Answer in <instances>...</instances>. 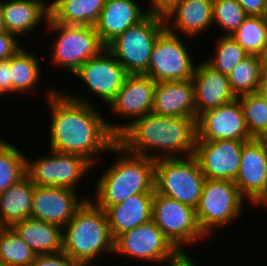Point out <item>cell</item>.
I'll return each mask as SVG.
<instances>
[{"label":"cell","mask_w":267,"mask_h":266,"mask_svg":"<svg viewBox=\"0 0 267 266\" xmlns=\"http://www.w3.org/2000/svg\"><path fill=\"white\" fill-rule=\"evenodd\" d=\"M46 90L44 97L51 116L48 149L80 155L94 170L100 162L103 165L101 155L112 156L117 137L109 130L93 99L64 92L54 85Z\"/></svg>","instance_id":"cell-1"},{"label":"cell","mask_w":267,"mask_h":266,"mask_svg":"<svg viewBox=\"0 0 267 266\" xmlns=\"http://www.w3.org/2000/svg\"><path fill=\"white\" fill-rule=\"evenodd\" d=\"M196 139L195 119L150 112L130 124L117 143L131 154L157 160L193 156Z\"/></svg>","instance_id":"cell-2"},{"label":"cell","mask_w":267,"mask_h":266,"mask_svg":"<svg viewBox=\"0 0 267 266\" xmlns=\"http://www.w3.org/2000/svg\"><path fill=\"white\" fill-rule=\"evenodd\" d=\"M112 152L118 156L112 157L114 162L96 179L90 196L104 211L132 195L154 194L155 191V160L131 154L119 143L112 147Z\"/></svg>","instance_id":"cell-3"},{"label":"cell","mask_w":267,"mask_h":266,"mask_svg":"<svg viewBox=\"0 0 267 266\" xmlns=\"http://www.w3.org/2000/svg\"><path fill=\"white\" fill-rule=\"evenodd\" d=\"M62 236V251L81 266H97L103 253L114 256V239L106 212L90 199L62 228Z\"/></svg>","instance_id":"cell-4"},{"label":"cell","mask_w":267,"mask_h":266,"mask_svg":"<svg viewBox=\"0 0 267 266\" xmlns=\"http://www.w3.org/2000/svg\"><path fill=\"white\" fill-rule=\"evenodd\" d=\"M52 39L49 64L73 75L83 63L98 55L106 46L100 40L95 26L66 25L55 22L50 16L44 24Z\"/></svg>","instance_id":"cell-5"},{"label":"cell","mask_w":267,"mask_h":266,"mask_svg":"<svg viewBox=\"0 0 267 266\" xmlns=\"http://www.w3.org/2000/svg\"><path fill=\"white\" fill-rule=\"evenodd\" d=\"M246 199L232 181L207 179L203 186L196 216L203 233L210 239L213 233L239 220Z\"/></svg>","instance_id":"cell-6"},{"label":"cell","mask_w":267,"mask_h":266,"mask_svg":"<svg viewBox=\"0 0 267 266\" xmlns=\"http://www.w3.org/2000/svg\"><path fill=\"white\" fill-rule=\"evenodd\" d=\"M165 30L164 17L149 13L112 40L106 48L124 67L127 74H147L153 45Z\"/></svg>","instance_id":"cell-7"},{"label":"cell","mask_w":267,"mask_h":266,"mask_svg":"<svg viewBox=\"0 0 267 266\" xmlns=\"http://www.w3.org/2000/svg\"><path fill=\"white\" fill-rule=\"evenodd\" d=\"M206 181L194 156L155 160L154 190L197 208Z\"/></svg>","instance_id":"cell-8"},{"label":"cell","mask_w":267,"mask_h":266,"mask_svg":"<svg viewBox=\"0 0 267 266\" xmlns=\"http://www.w3.org/2000/svg\"><path fill=\"white\" fill-rule=\"evenodd\" d=\"M47 151L46 156H37L34 160L27 155V175L33 184L79 191L81 180L88 176V172H92L90 170H93V165L77 154L51 149Z\"/></svg>","instance_id":"cell-9"},{"label":"cell","mask_w":267,"mask_h":266,"mask_svg":"<svg viewBox=\"0 0 267 266\" xmlns=\"http://www.w3.org/2000/svg\"><path fill=\"white\" fill-rule=\"evenodd\" d=\"M152 220L175 248L192 247L205 239L210 240L201 230L196 209L168 198L154 191Z\"/></svg>","instance_id":"cell-10"},{"label":"cell","mask_w":267,"mask_h":266,"mask_svg":"<svg viewBox=\"0 0 267 266\" xmlns=\"http://www.w3.org/2000/svg\"><path fill=\"white\" fill-rule=\"evenodd\" d=\"M185 38L165 29L153 45L146 75L156 83L192 79L196 56L189 51Z\"/></svg>","instance_id":"cell-11"},{"label":"cell","mask_w":267,"mask_h":266,"mask_svg":"<svg viewBox=\"0 0 267 266\" xmlns=\"http://www.w3.org/2000/svg\"><path fill=\"white\" fill-rule=\"evenodd\" d=\"M156 82L145 74H128L116 98L107 109L128 122L107 121L109 130L118 137L135 120L152 112ZM129 117V118H128ZM131 120V121H130ZM130 121V122H129Z\"/></svg>","instance_id":"cell-12"},{"label":"cell","mask_w":267,"mask_h":266,"mask_svg":"<svg viewBox=\"0 0 267 266\" xmlns=\"http://www.w3.org/2000/svg\"><path fill=\"white\" fill-rule=\"evenodd\" d=\"M124 67L112 53L104 48L98 55L90 58L73 74L81 80L90 96L98 97L108 107L116 98L127 76Z\"/></svg>","instance_id":"cell-13"},{"label":"cell","mask_w":267,"mask_h":266,"mask_svg":"<svg viewBox=\"0 0 267 266\" xmlns=\"http://www.w3.org/2000/svg\"><path fill=\"white\" fill-rule=\"evenodd\" d=\"M175 249L153 220L126 231L114 240V254L157 266Z\"/></svg>","instance_id":"cell-14"},{"label":"cell","mask_w":267,"mask_h":266,"mask_svg":"<svg viewBox=\"0 0 267 266\" xmlns=\"http://www.w3.org/2000/svg\"><path fill=\"white\" fill-rule=\"evenodd\" d=\"M245 141L196 140L194 157L205 178L234 182L241 165Z\"/></svg>","instance_id":"cell-15"},{"label":"cell","mask_w":267,"mask_h":266,"mask_svg":"<svg viewBox=\"0 0 267 266\" xmlns=\"http://www.w3.org/2000/svg\"><path fill=\"white\" fill-rule=\"evenodd\" d=\"M196 129V140L225 139L248 142L254 139L248 132L238 98L201 113L196 121Z\"/></svg>","instance_id":"cell-16"},{"label":"cell","mask_w":267,"mask_h":266,"mask_svg":"<svg viewBox=\"0 0 267 266\" xmlns=\"http://www.w3.org/2000/svg\"><path fill=\"white\" fill-rule=\"evenodd\" d=\"M78 193L67 188L35 186L31 217L63 228L85 201L90 199L89 195L80 197Z\"/></svg>","instance_id":"cell-17"},{"label":"cell","mask_w":267,"mask_h":266,"mask_svg":"<svg viewBox=\"0 0 267 266\" xmlns=\"http://www.w3.org/2000/svg\"><path fill=\"white\" fill-rule=\"evenodd\" d=\"M240 194L253 205L267 189V144L254 138L242 147L241 165L234 181Z\"/></svg>","instance_id":"cell-18"},{"label":"cell","mask_w":267,"mask_h":266,"mask_svg":"<svg viewBox=\"0 0 267 266\" xmlns=\"http://www.w3.org/2000/svg\"><path fill=\"white\" fill-rule=\"evenodd\" d=\"M163 17L167 31L192 41L213 27V0H180Z\"/></svg>","instance_id":"cell-19"},{"label":"cell","mask_w":267,"mask_h":266,"mask_svg":"<svg viewBox=\"0 0 267 266\" xmlns=\"http://www.w3.org/2000/svg\"><path fill=\"white\" fill-rule=\"evenodd\" d=\"M201 61L197 63L192 77L197 118L201 113L237 98L232 91L228 75L215 71Z\"/></svg>","instance_id":"cell-20"},{"label":"cell","mask_w":267,"mask_h":266,"mask_svg":"<svg viewBox=\"0 0 267 266\" xmlns=\"http://www.w3.org/2000/svg\"><path fill=\"white\" fill-rule=\"evenodd\" d=\"M137 1L105 0L95 25L96 32L105 46L149 14L148 8Z\"/></svg>","instance_id":"cell-21"},{"label":"cell","mask_w":267,"mask_h":266,"mask_svg":"<svg viewBox=\"0 0 267 266\" xmlns=\"http://www.w3.org/2000/svg\"><path fill=\"white\" fill-rule=\"evenodd\" d=\"M152 112L158 115L193 118L197 121L192 79L157 82Z\"/></svg>","instance_id":"cell-22"},{"label":"cell","mask_w":267,"mask_h":266,"mask_svg":"<svg viewBox=\"0 0 267 266\" xmlns=\"http://www.w3.org/2000/svg\"><path fill=\"white\" fill-rule=\"evenodd\" d=\"M3 15L8 32L22 39L37 30L38 25L43 24L42 22H47L50 16L49 2L46 0H6L3 5Z\"/></svg>","instance_id":"cell-23"},{"label":"cell","mask_w":267,"mask_h":266,"mask_svg":"<svg viewBox=\"0 0 267 266\" xmlns=\"http://www.w3.org/2000/svg\"><path fill=\"white\" fill-rule=\"evenodd\" d=\"M154 194H135L105 212L112 238L152 220Z\"/></svg>","instance_id":"cell-24"},{"label":"cell","mask_w":267,"mask_h":266,"mask_svg":"<svg viewBox=\"0 0 267 266\" xmlns=\"http://www.w3.org/2000/svg\"><path fill=\"white\" fill-rule=\"evenodd\" d=\"M36 255L55 254L63 250L62 227L28 217L11 226Z\"/></svg>","instance_id":"cell-25"},{"label":"cell","mask_w":267,"mask_h":266,"mask_svg":"<svg viewBox=\"0 0 267 266\" xmlns=\"http://www.w3.org/2000/svg\"><path fill=\"white\" fill-rule=\"evenodd\" d=\"M26 48L23 46L10 58L11 94L15 96L36 92L38 85L43 81L40 60L46 57L38 58L39 56L34 54L32 49Z\"/></svg>","instance_id":"cell-26"},{"label":"cell","mask_w":267,"mask_h":266,"mask_svg":"<svg viewBox=\"0 0 267 266\" xmlns=\"http://www.w3.org/2000/svg\"><path fill=\"white\" fill-rule=\"evenodd\" d=\"M34 187L35 185L26 174L0 193V220L6 227L31 217Z\"/></svg>","instance_id":"cell-27"},{"label":"cell","mask_w":267,"mask_h":266,"mask_svg":"<svg viewBox=\"0 0 267 266\" xmlns=\"http://www.w3.org/2000/svg\"><path fill=\"white\" fill-rule=\"evenodd\" d=\"M50 17L66 25L95 26L105 0H50Z\"/></svg>","instance_id":"cell-28"},{"label":"cell","mask_w":267,"mask_h":266,"mask_svg":"<svg viewBox=\"0 0 267 266\" xmlns=\"http://www.w3.org/2000/svg\"><path fill=\"white\" fill-rule=\"evenodd\" d=\"M9 141L0 142V193L27 174V156Z\"/></svg>","instance_id":"cell-29"},{"label":"cell","mask_w":267,"mask_h":266,"mask_svg":"<svg viewBox=\"0 0 267 266\" xmlns=\"http://www.w3.org/2000/svg\"><path fill=\"white\" fill-rule=\"evenodd\" d=\"M231 37L248 53L260 55L267 46L266 16H247Z\"/></svg>","instance_id":"cell-30"},{"label":"cell","mask_w":267,"mask_h":266,"mask_svg":"<svg viewBox=\"0 0 267 266\" xmlns=\"http://www.w3.org/2000/svg\"><path fill=\"white\" fill-rule=\"evenodd\" d=\"M217 37L214 53L204 62L215 71L229 75L248 53L231 36Z\"/></svg>","instance_id":"cell-31"},{"label":"cell","mask_w":267,"mask_h":266,"mask_svg":"<svg viewBox=\"0 0 267 266\" xmlns=\"http://www.w3.org/2000/svg\"><path fill=\"white\" fill-rule=\"evenodd\" d=\"M36 253L26 244L12 227L0 233V261L5 266H30Z\"/></svg>","instance_id":"cell-32"},{"label":"cell","mask_w":267,"mask_h":266,"mask_svg":"<svg viewBox=\"0 0 267 266\" xmlns=\"http://www.w3.org/2000/svg\"><path fill=\"white\" fill-rule=\"evenodd\" d=\"M261 62L258 55H248L228 75L232 91L238 97L258 92L261 79Z\"/></svg>","instance_id":"cell-33"},{"label":"cell","mask_w":267,"mask_h":266,"mask_svg":"<svg viewBox=\"0 0 267 266\" xmlns=\"http://www.w3.org/2000/svg\"><path fill=\"white\" fill-rule=\"evenodd\" d=\"M237 98L241 103L249 134L258 139L267 129V97L255 92Z\"/></svg>","instance_id":"cell-34"},{"label":"cell","mask_w":267,"mask_h":266,"mask_svg":"<svg viewBox=\"0 0 267 266\" xmlns=\"http://www.w3.org/2000/svg\"><path fill=\"white\" fill-rule=\"evenodd\" d=\"M247 16L237 0H213V26L222 29L221 36H231Z\"/></svg>","instance_id":"cell-35"},{"label":"cell","mask_w":267,"mask_h":266,"mask_svg":"<svg viewBox=\"0 0 267 266\" xmlns=\"http://www.w3.org/2000/svg\"><path fill=\"white\" fill-rule=\"evenodd\" d=\"M30 266H81L63 251L55 254L36 255Z\"/></svg>","instance_id":"cell-36"},{"label":"cell","mask_w":267,"mask_h":266,"mask_svg":"<svg viewBox=\"0 0 267 266\" xmlns=\"http://www.w3.org/2000/svg\"><path fill=\"white\" fill-rule=\"evenodd\" d=\"M20 39L10 32L0 33V61L9 60L23 45Z\"/></svg>","instance_id":"cell-37"},{"label":"cell","mask_w":267,"mask_h":266,"mask_svg":"<svg viewBox=\"0 0 267 266\" xmlns=\"http://www.w3.org/2000/svg\"><path fill=\"white\" fill-rule=\"evenodd\" d=\"M186 248H175L160 264V266H198L197 261ZM168 264V265H167Z\"/></svg>","instance_id":"cell-38"},{"label":"cell","mask_w":267,"mask_h":266,"mask_svg":"<svg viewBox=\"0 0 267 266\" xmlns=\"http://www.w3.org/2000/svg\"><path fill=\"white\" fill-rule=\"evenodd\" d=\"M249 16H266L267 0H237Z\"/></svg>","instance_id":"cell-39"},{"label":"cell","mask_w":267,"mask_h":266,"mask_svg":"<svg viewBox=\"0 0 267 266\" xmlns=\"http://www.w3.org/2000/svg\"><path fill=\"white\" fill-rule=\"evenodd\" d=\"M11 95L10 59L0 61V99Z\"/></svg>","instance_id":"cell-40"},{"label":"cell","mask_w":267,"mask_h":266,"mask_svg":"<svg viewBox=\"0 0 267 266\" xmlns=\"http://www.w3.org/2000/svg\"><path fill=\"white\" fill-rule=\"evenodd\" d=\"M180 0H150V7L147 6L149 13H156L163 15L168 11L175 3Z\"/></svg>","instance_id":"cell-41"},{"label":"cell","mask_w":267,"mask_h":266,"mask_svg":"<svg viewBox=\"0 0 267 266\" xmlns=\"http://www.w3.org/2000/svg\"><path fill=\"white\" fill-rule=\"evenodd\" d=\"M258 92L267 97V72H261V79Z\"/></svg>","instance_id":"cell-42"},{"label":"cell","mask_w":267,"mask_h":266,"mask_svg":"<svg viewBox=\"0 0 267 266\" xmlns=\"http://www.w3.org/2000/svg\"><path fill=\"white\" fill-rule=\"evenodd\" d=\"M4 0H0V33L8 32L3 15Z\"/></svg>","instance_id":"cell-43"},{"label":"cell","mask_w":267,"mask_h":266,"mask_svg":"<svg viewBox=\"0 0 267 266\" xmlns=\"http://www.w3.org/2000/svg\"><path fill=\"white\" fill-rule=\"evenodd\" d=\"M259 57H260L262 72H267V46L263 49Z\"/></svg>","instance_id":"cell-44"},{"label":"cell","mask_w":267,"mask_h":266,"mask_svg":"<svg viewBox=\"0 0 267 266\" xmlns=\"http://www.w3.org/2000/svg\"><path fill=\"white\" fill-rule=\"evenodd\" d=\"M252 206H254V208H257L258 206L267 207V189Z\"/></svg>","instance_id":"cell-45"},{"label":"cell","mask_w":267,"mask_h":266,"mask_svg":"<svg viewBox=\"0 0 267 266\" xmlns=\"http://www.w3.org/2000/svg\"><path fill=\"white\" fill-rule=\"evenodd\" d=\"M258 139L267 144V129Z\"/></svg>","instance_id":"cell-46"},{"label":"cell","mask_w":267,"mask_h":266,"mask_svg":"<svg viewBox=\"0 0 267 266\" xmlns=\"http://www.w3.org/2000/svg\"><path fill=\"white\" fill-rule=\"evenodd\" d=\"M6 226L1 222L0 220V233L2 232V230L5 228Z\"/></svg>","instance_id":"cell-47"}]
</instances>
